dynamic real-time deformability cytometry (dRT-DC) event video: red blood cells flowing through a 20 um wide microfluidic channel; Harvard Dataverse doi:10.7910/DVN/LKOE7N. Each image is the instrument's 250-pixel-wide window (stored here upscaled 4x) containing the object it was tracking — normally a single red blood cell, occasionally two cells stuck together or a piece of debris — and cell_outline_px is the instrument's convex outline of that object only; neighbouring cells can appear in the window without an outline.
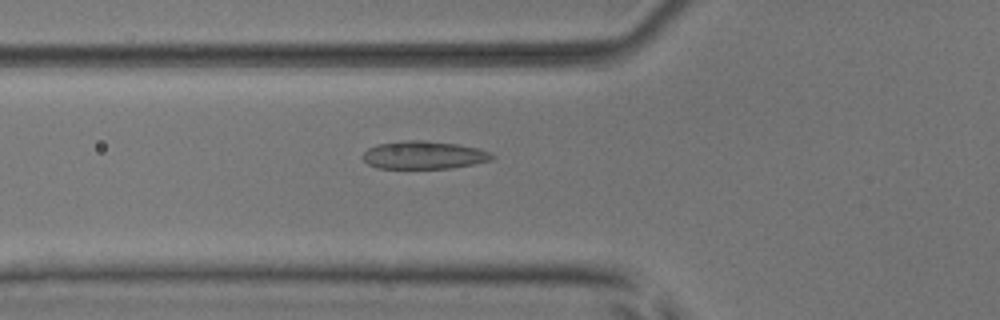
{"species": "common noctule bat (a hibernating species)", "species_latin": "Nyctalus noctula", "temperature_condition": "room temperature", "stored_images_in_passage": 45, "camera_frame_rate_fps": 3000, "um_per_image_px": 0.085, "animal": {"sex": "male", "body_mass_g": 17.9, "forearm_length_mm": 54.2}, "frame": {"image": 1, "passage_image": 19, "time_ms": 6.0, "image_size_px": [1000, 320], "cell_outline_px": [[496, 156], [492, 160], [472, 164], [448, 168], [376, 168], [368, 164], [360, 156], [368, 148], [376, 144], [400, 140], [424, 140], [456, 144], [476, 148], [492, 152]], "centroid_in_image_um": [35.99, 13.17], "position_along_channel_um": 89.8, "area_um2": 21.15}}
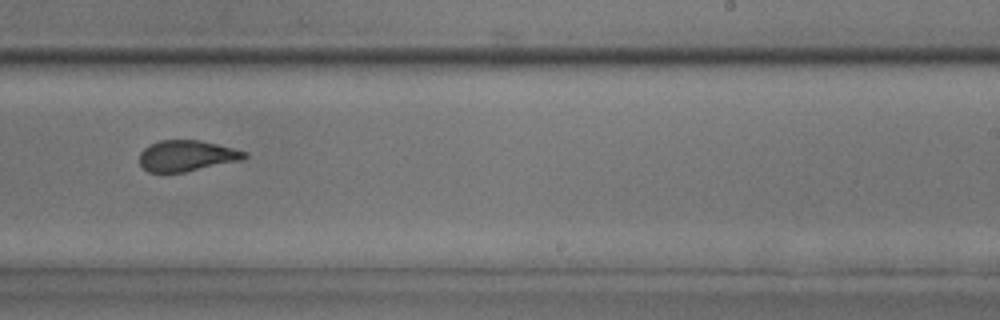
{"frame": {"image": 2, "passage_image": 33, "time_ms": 10.667, "image_size_px": [1000, 320], "cell_outline_px": [[248, 156], [244, 160], [184, 172], [148, 172], [140, 164], [140, 152], [148, 144], [160, 140], [200, 140], [248, 152]], "centroid_in_image_um": [15.88, 13.24], "position_along_channel_um": 273.1, "area_um2": 19.02}}
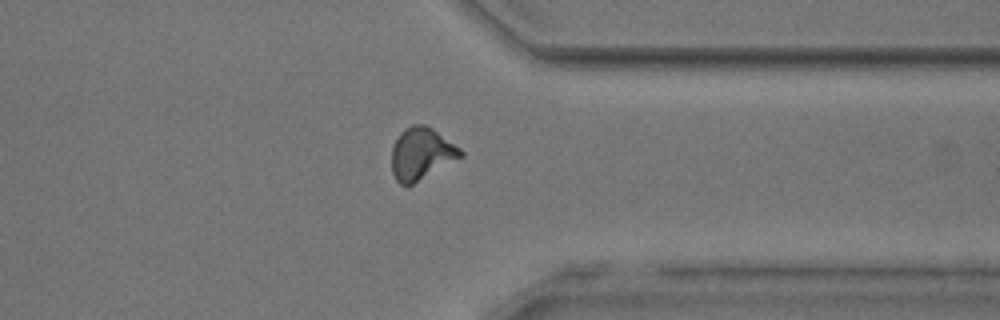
{"frame": {"image": 3, "passage_image": 41, "time_ms": 13.333, "image_size_px": [1000, 320], "cell_outline_px": [[464, 156], [412, 184], [400, 184], [396, 180], [392, 172], [392, 148], [400, 132], [404, 128], [412, 124], [424, 124], [432, 128], [460, 148], [464, 152]], "centroid_in_image_um": [35.82, 13.05], "position_along_channel_um": 375.6, "area_um2": 20.75}, "authors_computed_cell_mechanics": {"area_um2": 20.7502, "velocity_mm_per_s": 3.9359, "shape_relaxation_time_tau1_ms": 5.8417, "shape_relaxation_time_tau2_ms": 1.2444, "deformation_change_tau1": 0.1587, "deformation_change_tau2": 0.0781}}